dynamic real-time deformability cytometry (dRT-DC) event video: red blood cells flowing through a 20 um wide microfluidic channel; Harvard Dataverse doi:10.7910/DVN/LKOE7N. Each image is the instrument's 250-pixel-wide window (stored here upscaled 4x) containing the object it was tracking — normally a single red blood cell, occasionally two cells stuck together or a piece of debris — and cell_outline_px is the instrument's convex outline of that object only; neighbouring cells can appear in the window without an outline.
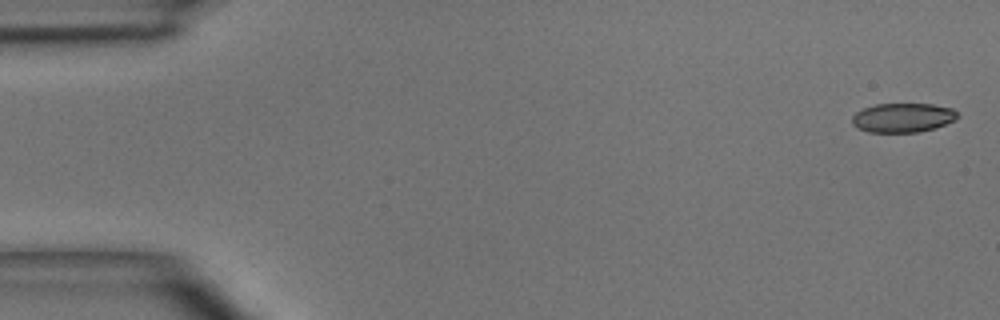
{"species": "common noctule bat (a hibernating species)", "species_latin": "Nyctalus noctula", "temperature_condition": "room temperature", "stored_images_in_passage": 5, "camera_frame_rate_fps": 3000, "um_per_image_px": 0.085, "animal": {"sex": "male", "body_mass_g": 15.6}, "frame": {"image": 1, "passage_image": 1, "time_ms": 0.0, "image_size_px": [1000, 320], "cell_outline_px": [[960, 116], [956, 120], [936, 128], [920, 132], [868, 132], [856, 128], [852, 124], [852, 116], [856, 112], [864, 108], [876, 104], [932, 104], [952, 108]], "centroid_in_image_um": [76.75, 10.01], "position_along_channel_um": 8.2, "area_um2": 18.15}}
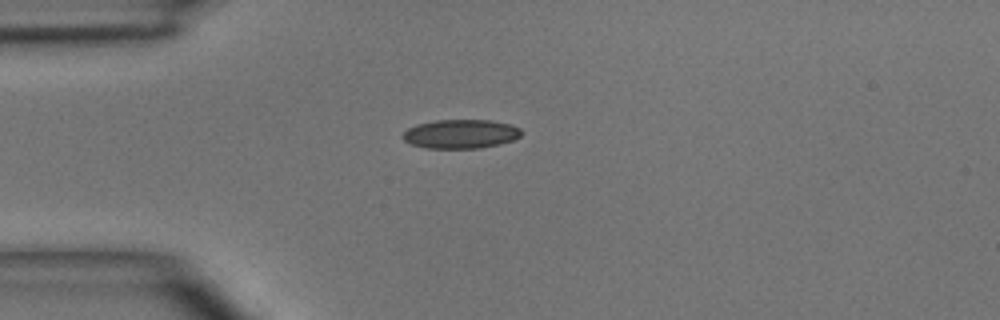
{"frame": {"image": 2, "passage_image": 4, "time_ms": 3.667, "image_size_px": [1000, 320], "cell_outline_px": [[520, 136], [512, 140], [500, 144], [480, 148], [424, 148], [412, 144], [404, 140], [400, 136], [408, 128], [416, 124], [436, 120], [492, 120], [508, 124], [520, 128]], "centroid_in_image_um": [39.12, 11.38], "position_along_channel_um": 45.9, "area_um2": 20.0}}